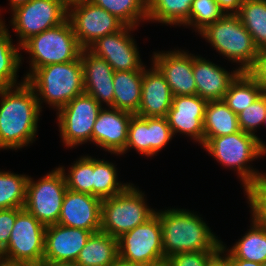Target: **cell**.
Returning a JSON list of instances; mask_svg holds the SVG:
<instances>
[{"label": "cell", "mask_w": 266, "mask_h": 266, "mask_svg": "<svg viewBox=\"0 0 266 266\" xmlns=\"http://www.w3.org/2000/svg\"><path fill=\"white\" fill-rule=\"evenodd\" d=\"M133 115L127 111L103 107L92 129V143L111 155L119 156L125 150Z\"/></svg>", "instance_id": "cell-17"}, {"label": "cell", "mask_w": 266, "mask_h": 266, "mask_svg": "<svg viewBox=\"0 0 266 266\" xmlns=\"http://www.w3.org/2000/svg\"><path fill=\"white\" fill-rule=\"evenodd\" d=\"M193 0H148L147 21L168 25H185Z\"/></svg>", "instance_id": "cell-28"}, {"label": "cell", "mask_w": 266, "mask_h": 266, "mask_svg": "<svg viewBox=\"0 0 266 266\" xmlns=\"http://www.w3.org/2000/svg\"><path fill=\"white\" fill-rule=\"evenodd\" d=\"M143 71L140 106L135 115L140 117H166L171 108L173 94L164 76L151 64Z\"/></svg>", "instance_id": "cell-22"}, {"label": "cell", "mask_w": 266, "mask_h": 266, "mask_svg": "<svg viewBox=\"0 0 266 266\" xmlns=\"http://www.w3.org/2000/svg\"><path fill=\"white\" fill-rule=\"evenodd\" d=\"M220 8L225 12V14H236L240 6L242 5V0H216Z\"/></svg>", "instance_id": "cell-43"}, {"label": "cell", "mask_w": 266, "mask_h": 266, "mask_svg": "<svg viewBox=\"0 0 266 266\" xmlns=\"http://www.w3.org/2000/svg\"><path fill=\"white\" fill-rule=\"evenodd\" d=\"M39 266H78L75 262H43Z\"/></svg>", "instance_id": "cell-46"}, {"label": "cell", "mask_w": 266, "mask_h": 266, "mask_svg": "<svg viewBox=\"0 0 266 266\" xmlns=\"http://www.w3.org/2000/svg\"><path fill=\"white\" fill-rule=\"evenodd\" d=\"M116 165L108 160L93 158V196L101 200L122 193L131 183L118 181Z\"/></svg>", "instance_id": "cell-30"}, {"label": "cell", "mask_w": 266, "mask_h": 266, "mask_svg": "<svg viewBox=\"0 0 266 266\" xmlns=\"http://www.w3.org/2000/svg\"><path fill=\"white\" fill-rule=\"evenodd\" d=\"M16 216L17 208L0 209V254L7 248Z\"/></svg>", "instance_id": "cell-41"}, {"label": "cell", "mask_w": 266, "mask_h": 266, "mask_svg": "<svg viewBox=\"0 0 266 266\" xmlns=\"http://www.w3.org/2000/svg\"><path fill=\"white\" fill-rule=\"evenodd\" d=\"M263 92V87L248 72H240L231 82L223 101L238 115Z\"/></svg>", "instance_id": "cell-29"}, {"label": "cell", "mask_w": 266, "mask_h": 266, "mask_svg": "<svg viewBox=\"0 0 266 266\" xmlns=\"http://www.w3.org/2000/svg\"><path fill=\"white\" fill-rule=\"evenodd\" d=\"M145 200L144 192L132 183L122 193L103 199L100 231L119 238L146 222L156 210Z\"/></svg>", "instance_id": "cell-7"}, {"label": "cell", "mask_w": 266, "mask_h": 266, "mask_svg": "<svg viewBox=\"0 0 266 266\" xmlns=\"http://www.w3.org/2000/svg\"><path fill=\"white\" fill-rule=\"evenodd\" d=\"M82 49L69 19L34 35L21 45V50L30 55V68L24 78L27 79L40 67L77 60Z\"/></svg>", "instance_id": "cell-6"}, {"label": "cell", "mask_w": 266, "mask_h": 266, "mask_svg": "<svg viewBox=\"0 0 266 266\" xmlns=\"http://www.w3.org/2000/svg\"><path fill=\"white\" fill-rule=\"evenodd\" d=\"M217 251L182 252L166 260L167 266H209L211 257Z\"/></svg>", "instance_id": "cell-40"}, {"label": "cell", "mask_w": 266, "mask_h": 266, "mask_svg": "<svg viewBox=\"0 0 266 266\" xmlns=\"http://www.w3.org/2000/svg\"><path fill=\"white\" fill-rule=\"evenodd\" d=\"M69 167L68 172L64 166H59L63 170L67 189L93 195V157L90 155L80 156Z\"/></svg>", "instance_id": "cell-34"}, {"label": "cell", "mask_w": 266, "mask_h": 266, "mask_svg": "<svg viewBox=\"0 0 266 266\" xmlns=\"http://www.w3.org/2000/svg\"><path fill=\"white\" fill-rule=\"evenodd\" d=\"M29 175L0 171V209L24 208Z\"/></svg>", "instance_id": "cell-33"}, {"label": "cell", "mask_w": 266, "mask_h": 266, "mask_svg": "<svg viewBox=\"0 0 266 266\" xmlns=\"http://www.w3.org/2000/svg\"><path fill=\"white\" fill-rule=\"evenodd\" d=\"M118 239L119 258L146 266H161L166 263L162 245V228L159 211L146 222Z\"/></svg>", "instance_id": "cell-9"}, {"label": "cell", "mask_w": 266, "mask_h": 266, "mask_svg": "<svg viewBox=\"0 0 266 266\" xmlns=\"http://www.w3.org/2000/svg\"><path fill=\"white\" fill-rule=\"evenodd\" d=\"M112 15L116 16L125 25L137 27L140 22L147 21L146 0H87Z\"/></svg>", "instance_id": "cell-32"}, {"label": "cell", "mask_w": 266, "mask_h": 266, "mask_svg": "<svg viewBox=\"0 0 266 266\" xmlns=\"http://www.w3.org/2000/svg\"><path fill=\"white\" fill-rule=\"evenodd\" d=\"M69 0H31L11 11L9 21L16 36L18 45L30 37L54 28L68 19Z\"/></svg>", "instance_id": "cell-10"}, {"label": "cell", "mask_w": 266, "mask_h": 266, "mask_svg": "<svg viewBox=\"0 0 266 266\" xmlns=\"http://www.w3.org/2000/svg\"><path fill=\"white\" fill-rule=\"evenodd\" d=\"M91 234L58 223L46 226L43 262H76Z\"/></svg>", "instance_id": "cell-19"}, {"label": "cell", "mask_w": 266, "mask_h": 266, "mask_svg": "<svg viewBox=\"0 0 266 266\" xmlns=\"http://www.w3.org/2000/svg\"><path fill=\"white\" fill-rule=\"evenodd\" d=\"M46 226L25 208H17V216L2 258L30 266L43 263Z\"/></svg>", "instance_id": "cell-8"}, {"label": "cell", "mask_w": 266, "mask_h": 266, "mask_svg": "<svg viewBox=\"0 0 266 266\" xmlns=\"http://www.w3.org/2000/svg\"><path fill=\"white\" fill-rule=\"evenodd\" d=\"M224 15L225 12L216 0H193L189 20L184 26L193 27L199 33L207 25L216 22Z\"/></svg>", "instance_id": "cell-35"}, {"label": "cell", "mask_w": 266, "mask_h": 266, "mask_svg": "<svg viewBox=\"0 0 266 266\" xmlns=\"http://www.w3.org/2000/svg\"><path fill=\"white\" fill-rule=\"evenodd\" d=\"M26 82L37 95L41 110L44 102L57 111L85 92L80 57L71 62L40 67L26 79Z\"/></svg>", "instance_id": "cell-4"}, {"label": "cell", "mask_w": 266, "mask_h": 266, "mask_svg": "<svg viewBox=\"0 0 266 266\" xmlns=\"http://www.w3.org/2000/svg\"><path fill=\"white\" fill-rule=\"evenodd\" d=\"M101 211L100 198L67 189L58 224L96 233L101 229Z\"/></svg>", "instance_id": "cell-18"}, {"label": "cell", "mask_w": 266, "mask_h": 266, "mask_svg": "<svg viewBox=\"0 0 266 266\" xmlns=\"http://www.w3.org/2000/svg\"><path fill=\"white\" fill-rule=\"evenodd\" d=\"M162 245L167 260L182 252L218 251L221 240L201 215L186 209L159 210Z\"/></svg>", "instance_id": "cell-2"}, {"label": "cell", "mask_w": 266, "mask_h": 266, "mask_svg": "<svg viewBox=\"0 0 266 266\" xmlns=\"http://www.w3.org/2000/svg\"><path fill=\"white\" fill-rule=\"evenodd\" d=\"M236 14L257 48H266V0L243 1Z\"/></svg>", "instance_id": "cell-31"}, {"label": "cell", "mask_w": 266, "mask_h": 266, "mask_svg": "<svg viewBox=\"0 0 266 266\" xmlns=\"http://www.w3.org/2000/svg\"><path fill=\"white\" fill-rule=\"evenodd\" d=\"M209 266H232L231 260L219 249L210 259Z\"/></svg>", "instance_id": "cell-44"}, {"label": "cell", "mask_w": 266, "mask_h": 266, "mask_svg": "<svg viewBox=\"0 0 266 266\" xmlns=\"http://www.w3.org/2000/svg\"><path fill=\"white\" fill-rule=\"evenodd\" d=\"M118 257V239L99 231L91 234L75 263L78 266H113Z\"/></svg>", "instance_id": "cell-24"}, {"label": "cell", "mask_w": 266, "mask_h": 266, "mask_svg": "<svg viewBox=\"0 0 266 266\" xmlns=\"http://www.w3.org/2000/svg\"><path fill=\"white\" fill-rule=\"evenodd\" d=\"M202 147L219 164L236 171L244 191L266 174L250 165L254 159L266 155V144L257 135L240 130L234 134L212 137Z\"/></svg>", "instance_id": "cell-3"}, {"label": "cell", "mask_w": 266, "mask_h": 266, "mask_svg": "<svg viewBox=\"0 0 266 266\" xmlns=\"http://www.w3.org/2000/svg\"><path fill=\"white\" fill-rule=\"evenodd\" d=\"M227 71L220 65L193 55V75L196 83V94L206 101L223 100L231 82L240 73L238 68Z\"/></svg>", "instance_id": "cell-21"}, {"label": "cell", "mask_w": 266, "mask_h": 266, "mask_svg": "<svg viewBox=\"0 0 266 266\" xmlns=\"http://www.w3.org/2000/svg\"><path fill=\"white\" fill-rule=\"evenodd\" d=\"M80 59L85 93L91 95L101 106L106 103L107 107L113 108V68L105 59L95 56L88 49H82Z\"/></svg>", "instance_id": "cell-20"}, {"label": "cell", "mask_w": 266, "mask_h": 266, "mask_svg": "<svg viewBox=\"0 0 266 266\" xmlns=\"http://www.w3.org/2000/svg\"><path fill=\"white\" fill-rule=\"evenodd\" d=\"M263 124L266 125V115H265V117H264Z\"/></svg>", "instance_id": "cell-50"}, {"label": "cell", "mask_w": 266, "mask_h": 266, "mask_svg": "<svg viewBox=\"0 0 266 266\" xmlns=\"http://www.w3.org/2000/svg\"><path fill=\"white\" fill-rule=\"evenodd\" d=\"M252 218L266 229V174L245 191Z\"/></svg>", "instance_id": "cell-37"}, {"label": "cell", "mask_w": 266, "mask_h": 266, "mask_svg": "<svg viewBox=\"0 0 266 266\" xmlns=\"http://www.w3.org/2000/svg\"><path fill=\"white\" fill-rule=\"evenodd\" d=\"M220 250L231 260L232 266H262L260 263L234 258L221 244Z\"/></svg>", "instance_id": "cell-45"}, {"label": "cell", "mask_w": 266, "mask_h": 266, "mask_svg": "<svg viewBox=\"0 0 266 266\" xmlns=\"http://www.w3.org/2000/svg\"><path fill=\"white\" fill-rule=\"evenodd\" d=\"M135 29L137 27L125 25L121 30L97 39L87 49L105 59L114 71L144 70L146 65L130 32Z\"/></svg>", "instance_id": "cell-14"}, {"label": "cell", "mask_w": 266, "mask_h": 266, "mask_svg": "<svg viewBox=\"0 0 266 266\" xmlns=\"http://www.w3.org/2000/svg\"><path fill=\"white\" fill-rule=\"evenodd\" d=\"M203 125V145L212 137L226 136L240 131L237 115L223 100L208 101Z\"/></svg>", "instance_id": "cell-26"}, {"label": "cell", "mask_w": 266, "mask_h": 266, "mask_svg": "<svg viewBox=\"0 0 266 266\" xmlns=\"http://www.w3.org/2000/svg\"><path fill=\"white\" fill-rule=\"evenodd\" d=\"M208 101L196 95L173 96L166 119L173 135L177 133L190 137L203 146L204 116Z\"/></svg>", "instance_id": "cell-16"}, {"label": "cell", "mask_w": 266, "mask_h": 266, "mask_svg": "<svg viewBox=\"0 0 266 266\" xmlns=\"http://www.w3.org/2000/svg\"><path fill=\"white\" fill-rule=\"evenodd\" d=\"M0 266H30L22 263L13 262L0 256Z\"/></svg>", "instance_id": "cell-48"}, {"label": "cell", "mask_w": 266, "mask_h": 266, "mask_svg": "<svg viewBox=\"0 0 266 266\" xmlns=\"http://www.w3.org/2000/svg\"><path fill=\"white\" fill-rule=\"evenodd\" d=\"M41 111L37 95L26 81L0 89V150H18L32 144Z\"/></svg>", "instance_id": "cell-1"}, {"label": "cell", "mask_w": 266, "mask_h": 266, "mask_svg": "<svg viewBox=\"0 0 266 266\" xmlns=\"http://www.w3.org/2000/svg\"><path fill=\"white\" fill-rule=\"evenodd\" d=\"M250 228L238 239V241L229 249H225L236 259H244L263 264L266 262V229L258 224L253 218Z\"/></svg>", "instance_id": "cell-27"}, {"label": "cell", "mask_w": 266, "mask_h": 266, "mask_svg": "<svg viewBox=\"0 0 266 266\" xmlns=\"http://www.w3.org/2000/svg\"><path fill=\"white\" fill-rule=\"evenodd\" d=\"M144 70L115 71L113 108L136 114L141 100Z\"/></svg>", "instance_id": "cell-23"}, {"label": "cell", "mask_w": 266, "mask_h": 266, "mask_svg": "<svg viewBox=\"0 0 266 266\" xmlns=\"http://www.w3.org/2000/svg\"><path fill=\"white\" fill-rule=\"evenodd\" d=\"M199 34L220 55L236 65L239 63L240 72H248L253 67L259 49L237 14H225Z\"/></svg>", "instance_id": "cell-5"}, {"label": "cell", "mask_w": 266, "mask_h": 266, "mask_svg": "<svg viewBox=\"0 0 266 266\" xmlns=\"http://www.w3.org/2000/svg\"><path fill=\"white\" fill-rule=\"evenodd\" d=\"M91 95L82 93L56 112L63 145L68 148L92 142V129L102 110Z\"/></svg>", "instance_id": "cell-12"}, {"label": "cell", "mask_w": 266, "mask_h": 266, "mask_svg": "<svg viewBox=\"0 0 266 266\" xmlns=\"http://www.w3.org/2000/svg\"><path fill=\"white\" fill-rule=\"evenodd\" d=\"M0 17V89L17 86L26 81L23 77L21 83L17 81V72L22 64L21 46L13 43L12 35ZM19 82V83H18Z\"/></svg>", "instance_id": "cell-25"}, {"label": "cell", "mask_w": 266, "mask_h": 266, "mask_svg": "<svg viewBox=\"0 0 266 266\" xmlns=\"http://www.w3.org/2000/svg\"><path fill=\"white\" fill-rule=\"evenodd\" d=\"M248 73L263 87L266 92V48L258 50L257 58Z\"/></svg>", "instance_id": "cell-42"}, {"label": "cell", "mask_w": 266, "mask_h": 266, "mask_svg": "<svg viewBox=\"0 0 266 266\" xmlns=\"http://www.w3.org/2000/svg\"><path fill=\"white\" fill-rule=\"evenodd\" d=\"M31 0H9V6H10V10L12 11L13 9H15L16 7L26 4Z\"/></svg>", "instance_id": "cell-49"}, {"label": "cell", "mask_w": 266, "mask_h": 266, "mask_svg": "<svg viewBox=\"0 0 266 266\" xmlns=\"http://www.w3.org/2000/svg\"><path fill=\"white\" fill-rule=\"evenodd\" d=\"M135 149L137 153L150 157V142L148 136V117L133 115L128 127V139L125 150L120 154H126L128 150Z\"/></svg>", "instance_id": "cell-36"}, {"label": "cell", "mask_w": 266, "mask_h": 266, "mask_svg": "<svg viewBox=\"0 0 266 266\" xmlns=\"http://www.w3.org/2000/svg\"><path fill=\"white\" fill-rule=\"evenodd\" d=\"M265 115L266 92H263L251 105L237 115L240 130L256 135L257 129L263 124Z\"/></svg>", "instance_id": "cell-38"}, {"label": "cell", "mask_w": 266, "mask_h": 266, "mask_svg": "<svg viewBox=\"0 0 266 266\" xmlns=\"http://www.w3.org/2000/svg\"><path fill=\"white\" fill-rule=\"evenodd\" d=\"M68 19L83 49H87L97 39L113 34L125 26L116 16L87 0H69Z\"/></svg>", "instance_id": "cell-13"}, {"label": "cell", "mask_w": 266, "mask_h": 266, "mask_svg": "<svg viewBox=\"0 0 266 266\" xmlns=\"http://www.w3.org/2000/svg\"><path fill=\"white\" fill-rule=\"evenodd\" d=\"M152 64L166 79L173 96L196 95L193 54L182 49L155 52Z\"/></svg>", "instance_id": "cell-15"}, {"label": "cell", "mask_w": 266, "mask_h": 266, "mask_svg": "<svg viewBox=\"0 0 266 266\" xmlns=\"http://www.w3.org/2000/svg\"><path fill=\"white\" fill-rule=\"evenodd\" d=\"M148 136L150 157H153L166 147L174 137L166 117H148Z\"/></svg>", "instance_id": "cell-39"}, {"label": "cell", "mask_w": 266, "mask_h": 266, "mask_svg": "<svg viewBox=\"0 0 266 266\" xmlns=\"http://www.w3.org/2000/svg\"><path fill=\"white\" fill-rule=\"evenodd\" d=\"M66 191L67 184L60 167L37 181L29 176L24 208L45 226L57 224Z\"/></svg>", "instance_id": "cell-11"}, {"label": "cell", "mask_w": 266, "mask_h": 266, "mask_svg": "<svg viewBox=\"0 0 266 266\" xmlns=\"http://www.w3.org/2000/svg\"><path fill=\"white\" fill-rule=\"evenodd\" d=\"M113 266H146V265L140 263L128 262L118 257Z\"/></svg>", "instance_id": "cell-47"}]
</instances>
